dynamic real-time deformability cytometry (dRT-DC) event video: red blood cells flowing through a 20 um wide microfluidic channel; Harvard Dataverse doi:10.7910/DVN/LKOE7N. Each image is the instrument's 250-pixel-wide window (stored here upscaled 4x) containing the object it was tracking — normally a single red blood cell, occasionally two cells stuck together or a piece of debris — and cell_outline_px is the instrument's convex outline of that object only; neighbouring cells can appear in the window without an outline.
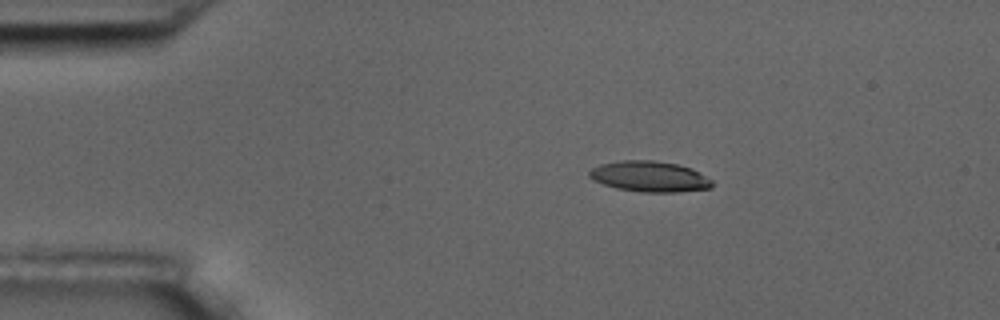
{"species": "common noctule bat (a hibernating species)", "species_latin": "Nyctalus noctula", "temperature_condition": "room temperature", "stored_images_in_passage": 4, "camera_frame_rate_fps": 3000, "um_per_image_px": 0.085, "animal": {"sex": "male", "body_mass_g": 17.5, "forearm_length_mm": 52.3}, "frame": {"image": 1, "passage_image": 2, "time_ms": 1.333, "image_size_px": [1000, 320], "cell_outline_px": [[712, 188], [680, 192], [640, 192], [616, 188], [592, 180], [588, 176], [588, 172], [592, 168], [600, 164], [620, 160], [652, 160], [676, 164], [692, 168], [712, 180]], "centroid_in_image_um": [55.2, 15.0], "position_along_channel_um": 29.8, "area_um2": 22.08}}
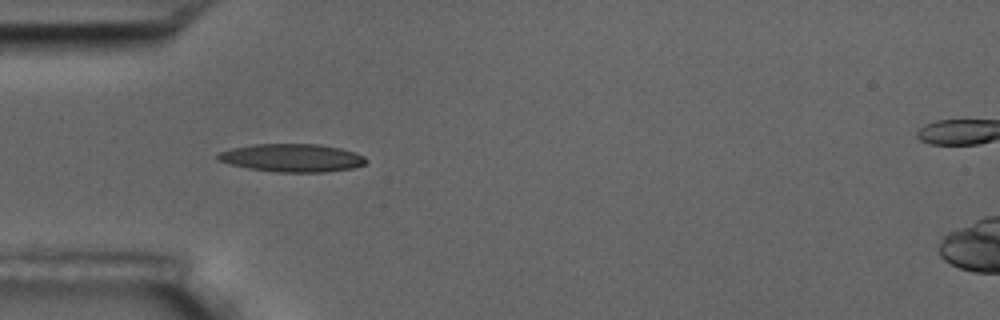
{"frame": {"image": 2, "passage_image": 4, "time_ms": 3.667, "image_size_px": [1000, 320], "cell_outline_px": [[368, 160], [364, 164], [352, 168], [324, 172], [276, 172], [248, 168], [216, 160], [216, 156], [220, 152], [232, 148], [252, 144], [320, 144], [340, 148], [356, 152], [364, 156]], "centroid_in_image_um": [24.83, 13.41], "position_along_channel_um": 60.2, "area_um2": 24.22}}